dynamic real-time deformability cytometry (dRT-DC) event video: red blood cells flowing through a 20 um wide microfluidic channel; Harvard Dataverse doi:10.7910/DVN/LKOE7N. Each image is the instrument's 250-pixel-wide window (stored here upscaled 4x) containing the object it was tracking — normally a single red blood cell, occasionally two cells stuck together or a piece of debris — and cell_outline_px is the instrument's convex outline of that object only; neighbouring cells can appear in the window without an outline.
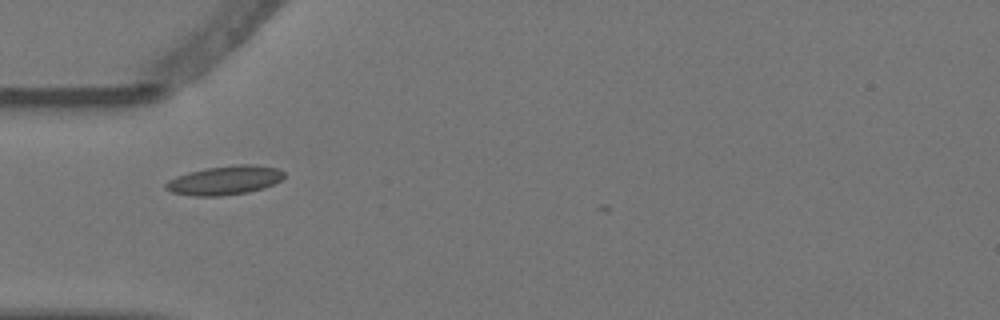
{"species": "Egyptian fruit bat (a non-hibernating species)", "species_latin": "Rousettus aegyptiacus", "temperature_condition": "warm", "stored_images_in_passage": 2, "camera_frame_rate_fps": 3000, "um_per_image_px": 0.085, "animal": {"sex": "female"}, "frame": {"image": 1, "passage_image": 1, "time_ms": 0.0, "image_size_px": [1000, 320], "cell_outline_px": [[284, 176], [280, 180], [264, 188], [248, 192], [220, 196], [192, 196], [172, 192], [164, 188], [164, 184], [168, 180], [176, 176], [188, 172], [208, 168], [236, 164], [256, 164], [280, 168], [284, 172]], "centroid_in_image_um": [19.1, 15.32], "position_along_channel_um": 65.9, "area_um2": 20.11}}